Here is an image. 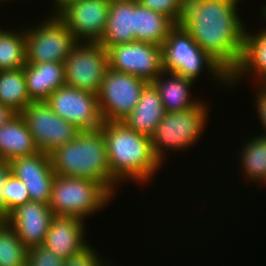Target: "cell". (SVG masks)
I'll return each mask as SVG.
<instances>
[{
    "mask_svg": "<svg viewBox=\"0 0 266 266\" xmlns=\"http://www.w3.org/2000/svg\"><path fill=\"white\" fill-rule=\"evenodd\" d=\"M240 1L186 0L180 23L230 75L241 63L248 29L237 11Z\"/></svg>",
    "mask_w": 266,
    "mask_h": 266,
    "instance_id": "1",
    "label": "cell"
},
{
    "mask_svg": "<svg viewBox=\"0 0 266 266\" xmlns=\"http://www.w3.org/2000/svg\"><path fill=\"white\" fill-rule=\"evenodd\" d=\"M100 128L106 143L111 183L115 187L128 180L142 185L148 183L163 165L154 155L150 137L122 122H103Z\"/></svg>",
    "mask_w": 266,
    "mask_h": 266,
    "instance_id": "2",
    "label": "cell"
},
{
    "mask_svg": "<svg viewBox=\"0 0 266 266\" xmlns=\"http://www.w3.org/2000/svg\"><path fill=\"white\" fill-rule=\"evenodd\" d=\"M55 175L100 182L114 197L118 188L111 183L106 143L101 128L83 130L71 142L50 154Z\"/></svg>",
    "mask_w": 266,
    "mask_h": 266,
    "instance_id": "3",
    "label": "cell"
},
{
    "mask_svg": "<svg viewBox=\"0 0 266 266\" xmlns=\"http://www.w3.org/2000/svg\"><path fill=\"white\" fill-rule=\"evenodd\" d=\"M163 69L196 82L206 68L219 86L231 88V75L203 51L181 24L169 32L162 46Z\"/></svg>",
    "mask_w": 266,
    "mask_h": 266,
    "instance_id": "4",
    "label": "cell"
},
{
    "mask_svg": "<svg viewBox=\"0 0 266 266\" xmlns=\"http://www.w3.org/2000/svg\"><path fill=\"white\" fill-rule=\"evenodd\" d=\"M115 198L94 180L56 175L49 207L56 217H75L85 221Z\"/></svg>",
    "mask_w": 266,
    "mask_h": 266,
    "instance_id": "5",
    "label": "cell"
},
{
    "mask_svg": "<svg viewBox=\"0 0 266 266\" xmlns=\"http://www.w3.org/2000/svg\"><path fill=\"white\" fill-rule=\"evenodd\" d=\"M205 103L202 100L192 109L166 112L162 117L151 137L154 155L161 164L167 160L165 159L166 151L189 150V147H193L203 136L210 112L208 111L210 109L209 104Z\"/></svg>",
    "mask_w": 266,
    "mask_h": 266,
    "instance_id": "6",
    "label": "cell"
},
{
    "mask_svg": "<svg viewBox=\"0 0 266 266\" xmlns=\"http://www.w3.org/2000/svg\"><path fill=\"white\" fill-rule=\"evenodd\" d=\"M49 16L36 25L25 27L27 64L64 63L78 42L56 15Z\"/></svg>",
    "mask_w": 266,
    "mask_h": 266,
    "instance_id": "7",
    "label": "cell"
},
{
    "mask_svg": "<svg viewBox=\"0 0 266 266\" xmlns=\"http://www.w3.org/2000/svg\"><path fill=\"white\" fill-rule=\"evenodd\" d=\"M64 68L66 85L98 94L108 69L107 50L99 42L78 41Z\"/></svg>",
    "mask_w": 266,
    "mask_h": 266,
    "instance_id": "8",
    "label": "cell"
},
{
    "mask_svg": "<svg viewBox=\"0 0 266 266\" xmlns=\"http://www.w3.org/2000/svg\"><path fill=\"white\" fill-rule=\"evenodd\" d=\"M147 82L108 68L97 94L103 122H121L137 105Z\"/></svg>",
    "mask_w": 266,
    "mask_h": 266,
    "instance_id": "9",
    "label": "cell"
},
{
    "mask_svg": "<svg viewBox=\"0 0 266 266\" xmlns=\"http://www.w3.org/2000/svg\"><path fill=\"white\" fill-rule=\"evenodd\" d=\"M39 150L50 154L74 140L80 130L57 115L46 102H32L21 113Z\"/></svg>",
    "mask_w": 266,
    "mask_h": 266,
    "instance_id": "10",
    "label": "cell"
},
{
    "mask_svg": "<svg viewBox=\"0 0 266 266\" xmlns=\"http://www.w3.org/2000/svg\"><path fill=\"white\" fill-rule=\"evenodd\" d=\"M108 68L133 75L152 83L163 71L162 47L134 41L117 44L107 49Z\"/></svg>",
    "mask_w": 266,
    "mask_h": 266,
    "instance_id": "11",
    "label": "cell"
},
{
    "mask_svg": "<svg viewBox=\"0 0 266 266\" xmlns=\"http://www.w3.org/2000/svg\"><path fill=\"white\" fill-rule=\"evenodd\" d=\"M61 118L80 131L98 129L103 124L97 94L68 85L56 89L45 101Z\"/></svg>",
    "mask_w": 266,
    "mask_h": 266,
    "instance_id": "12",
    "label": "cell"
},
{
    "mask_svg": "<svg viewBox=\"0 0 266 266\" xmlns=\"http://www.w3.org/2000/svg\"><path fill=\"white\" fill-rule=\"evenodd\" d=\"M109 6L110 0H77L56 16L77 41L98 42L105 32Z\"/></svg>",
    "mask_w": 266,
    "mask_h": 266,
    "instance_id": "13",
    "label": "cell"
},
{
    "mask_svg": "<svg viewBox=\"0 0 266 266\" xmlns=\"http://www.w3.org/2000/svg\"><path fill=\"white\" fill-rule=\"evenodd\" d=\"M11 171L29 191L31 201L49 204L52 185L56 176L50 155L38 152L34 155L10 161Z\"/></svg>",
    "mask_w": 266,
    "mask_h": 266,
    "instance_id": "14",
    "label": "cell"
},
{
    "mask_svg": "<svg viewBox=\"0 0 266 266\" xmlns=\"http://www.w3.org/2000/svg\"><path fill=\"white\" fill-rule=\"evenodd\" d=\"M53 217L49 204L29 201L13 210L5 220L29 249L44 244Z\"/></svg>",
    "mask_w": 266,
    "mask_h": 266,
    "instance_id": "15",
    "label": "cell"
},
{
    "mask_svg": "<svg viewBox=\"0 0 266 266\" xmlns=\"http://www.w3.org/2000/svg\"><path fill=\"white\" fill-rule=\"evenodd\" d=\"M85 234V222L82 219L54 216L43 246L55 255L68 259L89 245Z\"/></svg>",
    "mask_w": 266,
    "mask_h": 266,
    "instance_id": "16",
    "label": "cell"
},
{
    "mask_svg": "<svg viewBox=\"0 0 266 266\" xmlns=\"http://www.w3.org/2000/svg\"><path fill=\"white\" fill-rule=\"evenodd\" d=\"M165 113L158 89L153 83H147L139 102L121 122L133 131L151 138Z\"/></svg>",
    "mask_w": 266,
    "mask_h": 266,
    "instance_id": "17",
    "label": "cell"
},
{
    "mask_svg": "<svg viewBox=\"0 0 266 266\" xmlns=\"http://www.w3.org/2000/svg\"><path fill=\"white\" fill-rule=\"evenodd\" d=\"M266 20V17H263ZM252 34L247 30L243 56L237 70L231 75V86L246 77L257 80L254 84L266 85V27Z\"/></svg>",
    "mask_w": 266,
    "mask_h": 266,
    "instance_id": "18",
    "label": "cell"
},
{
    "mask_svg": "<svg viewBox=\"0 0 266 266\" xmlns=\"http://www.w3.org/2000/svg\"><path fill=\"white\" fill-rule=\"evenodd\" d=\"M24 75L32 102H45L56 89L66 85L64 63H26Z\"/></svg>",
    "mask_w": 266,
    "mask_h": 266,
    "instance_id": "19",
    "label": "cell"
},
{
    "mask_svg": "<svg viewBox=\"0 0 266 266\" xmlns=\"http://www.w3.org/2000/svg\"><path fill=\"white\" fill-rule=\"evenodd\" d=\"M40 152L21 114H15L0 126V160L12 161L16 158Z\"/></svg>",
    "mask_w": 266,
    "mask_h": 266,
    "instance_id": "20",
    "label": "cell"
},
{
    "mask_svg": "<svg viewBox=\"0 0 266 266\" xmlns=\"http://www.w3.org/2000/svg\"><path fill=\"white\" fill-rule=\"evenodd\" d=\"M152 83L159 91L165 112L192 109L201 102L200 98L193 100L190 95L191 89L196 83L191 79L163 71Z\"/></svg>",
    "mask_w": 266,
    "mask_h": 266,
    "instance_id": "21",
    "label": "cell"
},
{
    "mask_svg": "<svg viewBox=\"0 0 266 266\" xmlns=\"http://www.w3.org/2000/svg\"><path fill=\"white\" fill-rule=\"evenodd\" d=\"M98 42L105 49L134 42V0H110L105 32Z\"/></svg>",
    "mask_w": 266,
    "mask_h": 266,
    "instance_id": "22",
    "label": "cell"
},
{
    "mask_svg": "<svg viewBox=\"0 0 266 266\" xmlns=\"http://www.w3.org/2000/svg\"><path fill=\"white\" fill-rule=\"evenodd\" d=\"M176 24L167 16L148 9L134 0V41L163 46Z\"/></svg>",
    "mask_w": 266,
    "mask_h": 266,
    "instance_id": "23",
    "label": "cell"
},
{
    "mask_svg": "<svg viewBox=\"0 0 266 266\" xmlns=\"http://www.w3.org/2000/svg\"><path fill=\"white\" fill-rule=\"evenodd\" d=\"M252 138V139H251ZM248 138L242 143L241 151L238 154L240 167L243 175L252 183L264 185L266 182V137L257 135ZM263 183V184H262Z\"/></svg>",
    "mask_w": 266,
    "mask_h": 266,
    "instance_id": "24",
    "label": "cell"
},
{
    "mask_svg": "<svg viewBox=\"0 0 266 266\" xmlns=\"http://www.w3.org/2000/svg\"><path fill=\"white\" fill-rule=\"evenodd\" d=\"M0 103L16 114L32 103L27 92L24 67L0 70Z\"/></svg>",
    "mask_w": 266,
    "mask_h": 266,
    "instance_id": "25",
    "label": "cell"
},
{
    "mask_svg": "<svg viewBox=\"0 0 266 266\" xmlns=\"http://www.w3.org/2000/svg\"><path fill=\"white\" fill-rule=\"evenodd\" d=\"M10 29H0V70L22 68L26 64L25 28Z\"/></svg>",
    "mask_w": 266,
    "mask_h": 266,
    "instance_id": "26",
    "label": "cell"
},
{
    "mask_svg": "<svg viewBox=\"0 0 266 266\" xmlns=\"http://www.w3.org/2000/svg\"><path fill=\"white\" fill-rule=\"evenodd\" d=\"M27 248L5 221L0 226V266H25Z\"/></svg>",
    "mask_w": 266,
    "mask_h": 266,
    "instance_id": "27",
    "label": "cell"
},
{
    "mask_svg": "<svg viewBox=\"0 0 266 266\" xmlns=\"http://www.w3.org/2000/svg\"><path fill=\"white\" fill-rule=\"evenodd\" d=\"M5 218L17 207L31 201L26 185L14 174H10L4 187Z\"/></svg>",
    "mask_w": 266,
    "mask_h": 266,
    "instance_id": "28",
    "label": "cell"
},
{
    "mask_svg": "<svg viewBox=\"0 0 266 266\" xmlns=\"http://www.w3.org/2000/svg\"><path fill=\"white\" fill-rule=\"evenodd\" d=\"M148 9L162 13L175 24H180L184 16L186 0H138Z\"/></svg>",
    "mask_w": 266,
    "mask_h": 266,
    "instance_id": "29",
    "label": "cell"
},
{
    "mask_svg": "<svg viewBox=\"0 0 266 266\" xmlns=\"http://www.w3.org/2000/svg\"><path fill=\"white\" fill-rule=\"evenodd\" d=\"M65 259L48 250L43 245L27 249L25 266H64Z\"/></svg>",
    "mask_w": 266,
    "mask_h": 266,
    "instance_id": "30",
    "label": "cell"
},
{
    "mask_svg": "<svg viewBox=\"0 0 266 266\" xmlns=\"http://www.w3.org/2000/svg\"><path fill=\"white\" fill-rule=\"evenodd\" d=\"M91 244L86 246L79 253L65 259L64 266H106L109 261H105Z\"/></svg>",
    "mask_w": 266,
    "mask_h": 266,
    "instance_id": "31",
    "label": "cell"
},
{
    "mask_svg": "<svg viewBox=\"0 0 266 266\" xmlns=\"http://www.w3.org/2000/svg\"><path fill=\"white\" fill-rule=\"evenodd\" d=\"M255 87L257 93L255 92L256 96L254 101L256 104L254 105V108L260 118V123H262V129H265V131L263 133L260 132L259 135L261 134V136L266 137V85H256Z\"/></svg>",
    "mask_w": 266,
    "mask_h": 266,
    "instance_id": "32",
    "label": "cell"
},
{
    "mask_svg": "<svg viewBox=\"0 0 266 266\" xmlns=\"http://www.w3.org/2000/svg\"><path fill=\"white\" fill-rule=\"evenodd\" d=\"M12 173L11 165L9 161L0 160V213L5 217V195L3 193V187Z\"/></svg>",
    "mask_w": 266,
    "mask_h": 266,
    "instance_id": "33",
    "label": "cell"
},
{
    "mask_svg": "<svg viewBox=\"0 0 266 266\" xmlns=\"http://www.w3.org/2000/svg\"><path fill=\"white\" fill-rule=\"evenodd\" d=\"M52 2V8L51 12L49 10L50 15H57L64 7H66L68 4L73 3L77 0H51Z\"/></svg>",
    "mask_w": 266,
    "mask_h": 266,
    "instance_id": "34",
    "label": "cell"
},
{
    "mask_svg": "<svg viewBox=\"0 0 266 266\" xmlns=\"http://www.w3.org/2000/svg\"><path fill=\"white\" fill-rule=\"evenodd\" d=\"M16 113L0 103V126L6 124Z\"/></svg>",
    "mask_w": 266,
    "mask_h": 266,
    "instance_id": "35",
    "label": "cell"
},
{
    "mask_svg": "<svg viewBox=\"0 0 266 266\" xmlns=\"http://www.w3.org/2000/svg\"><path fill=\"white\" fill-rule=\"evenodd\" d=\"M5 217L3 216V214L0 213V226L1 224H3L5 222Z\"/></svg>",
    "mask_w": 266,
    "mask_h": 266,
    "instance_id": "36",
    "label": "cell"
},
{
    "mask_svg": "<svg viewBox=\"0 0 266 266\" xmlns=\"http://www.w3.org/2000/svg\"><path fill=\"white\" fill-rule=\"evenodd\" d=\"M4 1H5V2H6V1H8V2H9L10 0H4ZM4 1H3V0H0V2H4ZM14 1H16V0H14Z\"/></svg>",
    "mask_w": 266,
    "mask_h": 266,
    "instance_id": "37",
    "label": "cell"
}]
</instances>
